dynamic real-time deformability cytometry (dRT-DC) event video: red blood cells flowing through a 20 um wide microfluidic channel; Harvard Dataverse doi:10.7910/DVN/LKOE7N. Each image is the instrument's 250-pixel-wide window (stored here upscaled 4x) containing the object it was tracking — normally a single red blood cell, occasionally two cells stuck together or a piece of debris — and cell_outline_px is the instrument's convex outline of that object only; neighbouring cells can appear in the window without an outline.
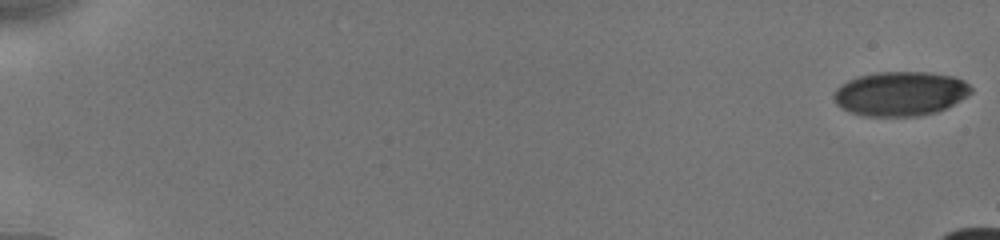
{"species": "human", "species_latin": "Homo sapiens", "temperature_condition": "cold", "stored_images_in_passage": 17, "camera_frame_rate_fps": 3000, "um_per_image_px": 0.085, "donor": {"sex": "male"}, "frame": {"image": 1, "passage_image": 1, "time_ms": 0.0, "image_size_px": [1000, 240], "cell_outline_px": [[972, 92], [968, 96], [936, 112], [920, 116], [864, 116], [848, 112], [840, 108], [836, 104], [832, 96], [832, 92], [840, 84], [856, 76], [876, 72], [932, 72], [956, 76], [964, 80], [972, 88]], "centroid_in_image_um": [76.49, 7.95], "position_along_channel_um": 8.5, "area_um2": 36.01}}